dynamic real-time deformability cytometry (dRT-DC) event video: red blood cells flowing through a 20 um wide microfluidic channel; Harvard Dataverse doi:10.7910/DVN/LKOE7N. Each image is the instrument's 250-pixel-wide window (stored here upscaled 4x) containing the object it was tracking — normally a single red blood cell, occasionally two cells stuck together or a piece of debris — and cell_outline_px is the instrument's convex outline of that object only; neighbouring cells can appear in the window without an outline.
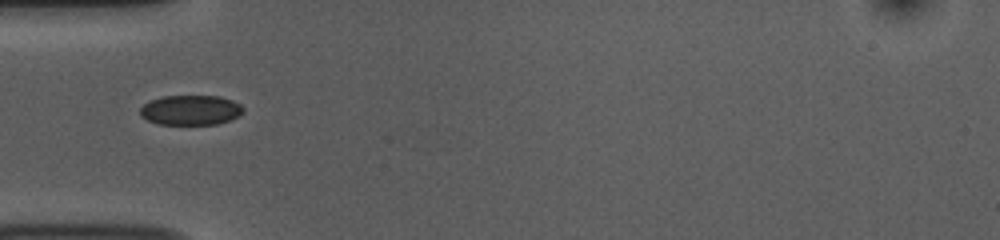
{"species": "common noctule bat (a hibernating species)", "species_latin": "Nyctalus noctula", "temperature_condition": "room temperature", "stored_images_in_passage": 37, "camera_frame_rate_fps": 3000, "um_per_image_px": 0.085, "animal": {"sex": "female", "body_mass_g": 10.0, "forearm_length_mm": 53.1}, "frame": {"image": 1, "passage_image": 1, "time_ms": 0.0, "image_size_px": [1000, 240], "cell_outline_px": [[244, 112], [240, 116], [232, 120], [216, 124], [160, 124], [148, 120], [140, 116], [140, 108], [144, 104], [152, 100], [164, 96], [220, 96], [232, 100], [240, 104], [244, 108]], "centroid_in_image_um": [16.25, 9.36], "position_along_channel_um": 68.7, "area_um2": 18.03}}
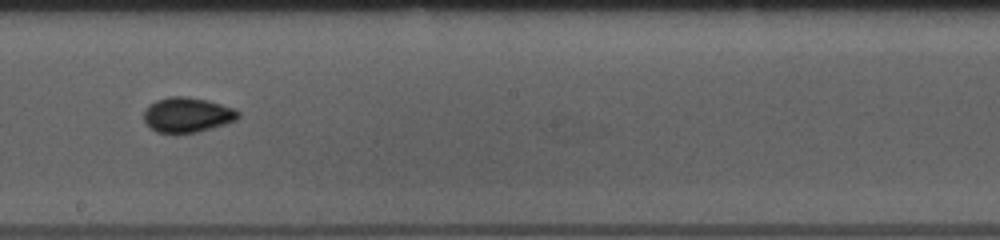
{"frame": {"image": 2, "passage_image": 14, "time_ms": 4.333, "image_size_px": [1000, 240], "cell_outline_px": [[240, 116], [236, 120], [212, 128], [196, 132], [156, 132], [144, 120], [144, 108], [148, 104], [156, 100], [168, 96], [184, 96], [208, 100], [236, 108], [240, 112]], "centroid_in_image_um": [15.94, 9.73], "position_along_channel_um": 232.3, "area_um2": 19.25}}
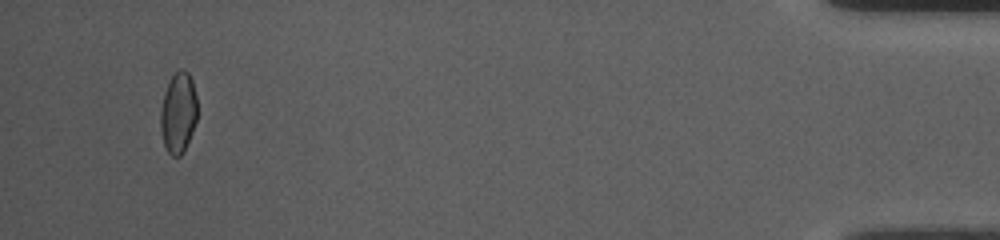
{"frame": {"image": 3, "passage_image": 35, "time_ms": 11.333, "image_size_px": [1000, 240], "cell_outline_px": [[196, 120], [192, 132], [184, 152], [180, 156], [172, 156], [168, 152], [164, 144], [160, 128], [160, 112], [164, 92], [172, 76], [180, 68], [184, 68], [188, 72], [192, 80], [196, 96]], "centroid_in_image_um": [15.15, 9.58], "position_along_channel_um": 420.1, "area_um2": 17.28}, "authors_computed_cell_mechanics": {"area_um2": 17.8602, "velocity_mm_per_s": 3.7648, "shape_relaxation_time_tau1_ms": 6.0666, "shape_relaxation_time_tau2_ms": 5.9887, "deformation_change_tau1": 0.083, "deformation_change_tau2": 0.0764}}